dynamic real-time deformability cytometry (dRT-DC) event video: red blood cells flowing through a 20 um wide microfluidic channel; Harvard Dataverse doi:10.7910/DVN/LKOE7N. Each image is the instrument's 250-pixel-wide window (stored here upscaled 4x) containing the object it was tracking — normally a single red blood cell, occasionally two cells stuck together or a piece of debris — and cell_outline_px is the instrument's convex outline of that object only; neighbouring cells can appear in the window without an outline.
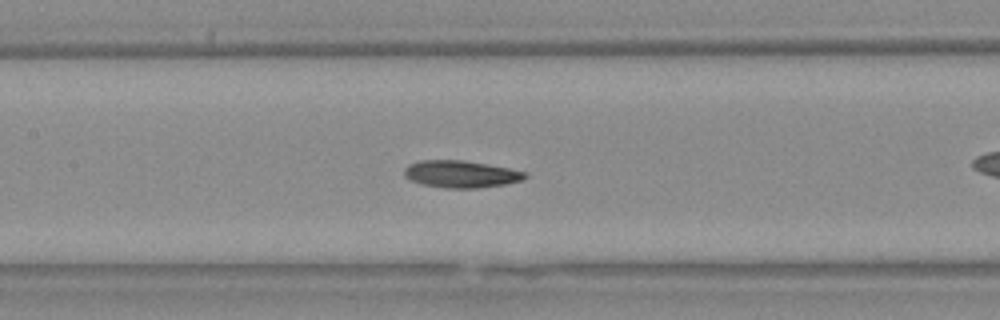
{"species": "Egyptian fruit bat (a non-hibernating species)", "species_latin": "Rousettus aegyptiacus", "temperature_condition": "warm", "stored_images_in_passage": 31, "camera_frame_rate_fps": 3000, "um_per_image_px": 0.085, "animal": {"sex": "female"}, "frame": {"image": 1, "passage_image": 10, "time_ms": 3.0, "image_size_px": [1000, 320], "cell_outline_px": [[528, 176], [524, 180], [504, 184], [480, 188], [444, 188], [424, 184], [412, 180], [404, 176], [404, 168], [408, 164], [420, 160], [464, 160], [508, 168], [528, 172]], "centroid_in_image_um": [39.2, 14.79], "position_along_channel_um": 168.2, "area_um2": 19.13}}